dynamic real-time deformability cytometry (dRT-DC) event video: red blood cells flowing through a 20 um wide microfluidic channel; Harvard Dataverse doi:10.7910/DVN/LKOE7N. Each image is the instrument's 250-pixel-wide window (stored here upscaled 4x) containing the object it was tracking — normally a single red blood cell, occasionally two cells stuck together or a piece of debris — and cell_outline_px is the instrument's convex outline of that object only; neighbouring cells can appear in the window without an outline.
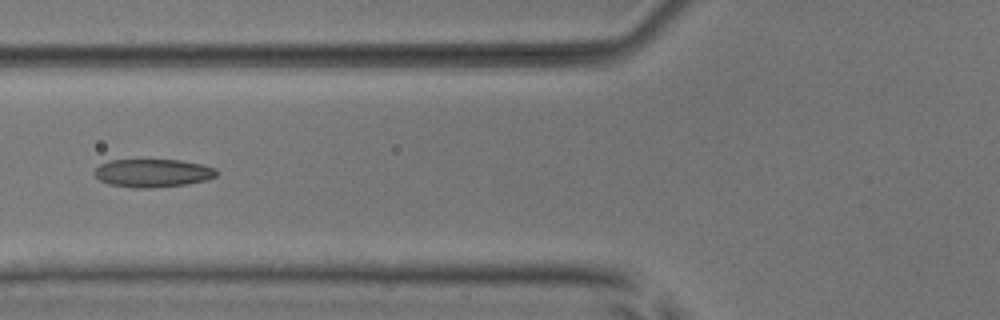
{"species": "common noctule bat (a hibernating species)", "species_latin": "Nyctalus noctula", "temperature_condition": "room temperature", "stored_images_in_passage": 6, "camera_frame_rate_fps": 3000, "um_per_image_px": 0.085, "animal": {"sex": "male", "body_mass_g": 17.9, "forearm_length_mm": 54.2}, "frame": {"image": 1, "passage_image": 5, "time_ms": 4.667, "image_size_px": [1000, 320], "cell_outline_px": [[220, 172], [216, 176], [204, 180], [184, 184], [148, 188], [132, 188], [108, 184], [100, 180], [92, 172], [100, 164], [108, 160], [180, 160], [204, 164], [216, 168]], "centroid_in_image_um": [12.98, 14.7], "position_along_channel_um": 112.8, "area_um2": 20.11}}
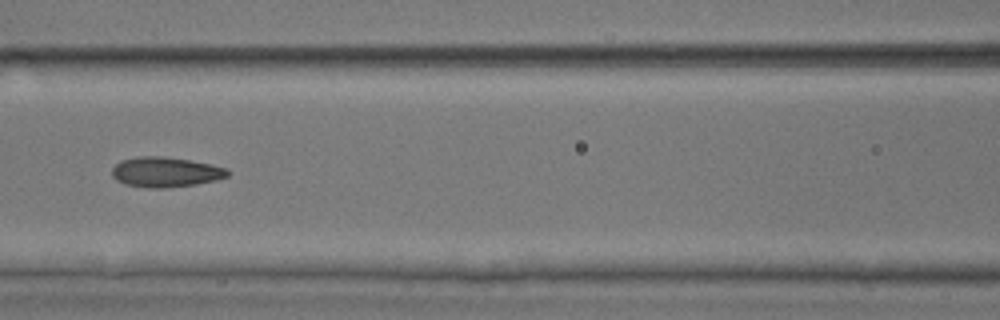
{"frame": {"image": 2, "passage_image": 6, "time_ms": 5.667, "image_size_px": [1000, 320], "cell_outline_px": [[228, 176], [216, 180], [196, 184], [164, 188], [152, 188], [124, 184], [116, 180], [112, 176], [112, 168], [120, 160], [136, 156], [164, 156], [212, 164], [228, 168]], "centroid_in_image_um": [14.05, 14.62], "position_along_channel_um": 152.5, "area_um2": 20.35}}